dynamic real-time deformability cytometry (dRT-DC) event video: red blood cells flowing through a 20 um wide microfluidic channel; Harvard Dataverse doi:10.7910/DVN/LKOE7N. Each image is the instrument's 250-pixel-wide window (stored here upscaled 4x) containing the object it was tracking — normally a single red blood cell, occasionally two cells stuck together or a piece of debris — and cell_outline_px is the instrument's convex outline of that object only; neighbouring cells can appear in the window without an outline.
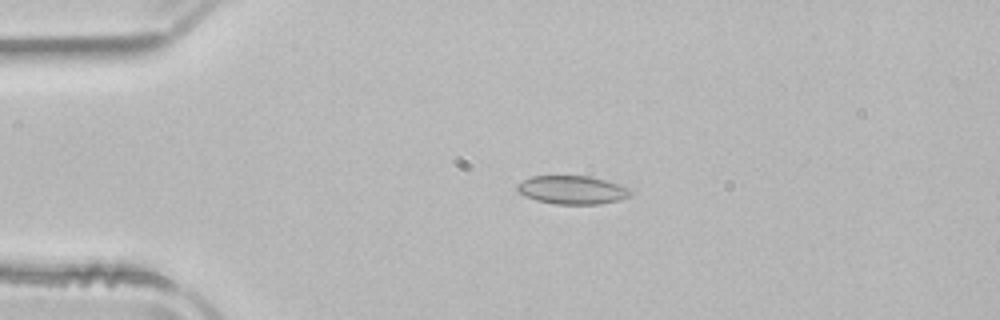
{"species": "common noctule bat (a hibernating species)", "species_latin": "Nyctalus noctula", "temperature_condition": "room temperature", "stored_images_in_passage": 41, "camera_frame_rate_fps": 3000, "um_per_image_px": 0.085, "animal": {"sex": "male", "body_mass_g": 21.5, "forearm_length_mm": 52.0}, "frame": {"image": 1, "passage_image": 1, "time_ms": 0.0, "image_size_px": [1000, 320], "cell_outline_px": [[632, 192], [628, 196], [620, 200], [596, 204], [556, 204], [536, 200], [524, 196], [516, 192], [516, 184], [532, 176], [592, 176], [628, 188]], "centroid_in_image_um": [48.58, 16.14], "position_along_channel_um": 36.4, "area_um2": 18.67}}
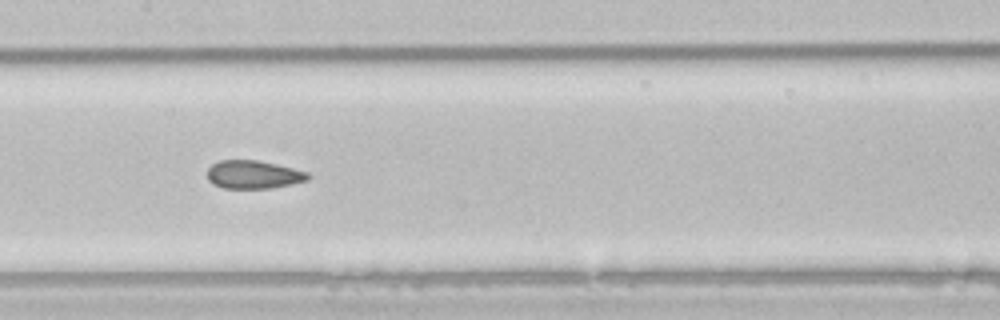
{"frame": {"image": 2, "passage_image": 15, "time_ms": 4.667, "image_size_px": [1000, 320], "cell_outline_px": [[312, 176], [308, 180], [292, 184], [272, 188], [224, 188], [208, 180], [208, 168], [212, 164], [220, 160], [256, 160], [276, 164], [308, 172]], "centroid_in_image_um": [21.58, 14.83], "position_along_channel_um": 185.8, "area_um2": 16.47}}
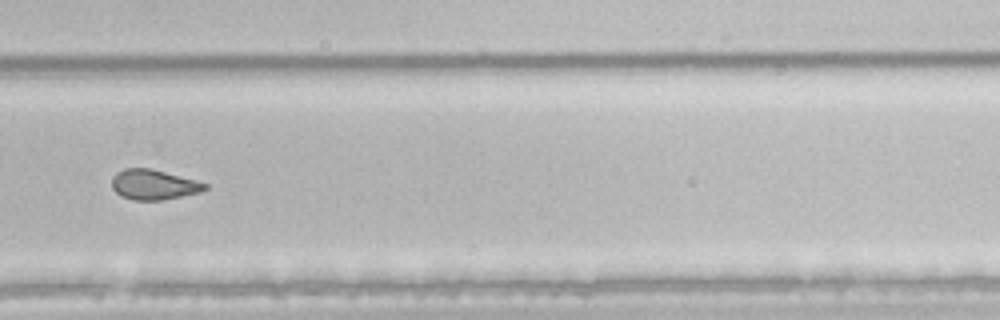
{"frame": {"image": 3, "passage_image": 25, "time_ms": 8.0, "image_size_px": [1000, 320], "cell_outline_px": [[208, 188], [200, 192], [164, 200], [132, 200], [120, 196], [112, 188], [112, 176], [116, 172], [124, 168], [148, 168], [196, 180], [208, 184]], "centroid_in_image_um": [13.04, 15.7], "position_along_channel_um": 316.8, "area_um2": 16.36}, "authors_computed_cell_mechanics": {"area_um2": 17.5134, "velocity_mm_per_s": 3.9508, "shape_relaxation_time_tau1_ms": null, "shape_relaxation_time_tau2_ms": 2.0638, "deformation_change_tau1": null, "deformation_change_tau2": 0.0575}}